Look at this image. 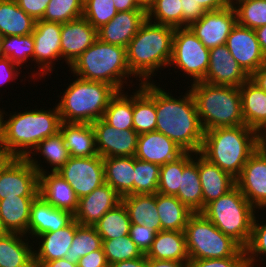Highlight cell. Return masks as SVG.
<instances>
[{
    "instance_id": "d6a6232c",
    "label": "cell",
    "mask_w": 266,
    "mask_h": 267,
    "mask_svg": "<svg viewBox=\"0 0 266 267\" xmlns=\"http://www.w3.org/2000/svg\"><path fill=\"white\" fill-rule=\"evenodd\" d=\"M146 258L156 260H173L187 265L189 254L184 231L157 232L151 248L145 254Z\"/></svg>"
},
{
    "instance_id": "1f68e13d",
    "label": "cell",
    "mask_w": 266,
    "mask_h": 267,
    "mask_svg": "<svg viewBox=\"0 0 266 267\" xmlns=\"http://www.w3.org/2000/svg\"><path fill=\"white\" fill-rule=\"evenodd\" d=\"M59 131L64 138L71 157H93L98 155L92 124L61 122Z\"/></svg>"
},
{
    "instance_id": "52a82bcc",
    "label": "cell",
    "mask_w": 266,
    "mask_h": 267,
    "mask_svg": "<svg viewBox=\"0 0 266 267\" xmlns=\"http://www.w3.org/2000/svg\"><path fill=\"white\" fill-rule=\"evenodd\" d=\"M117 92L108 83L76 77L56 103L61 122L92 124L103 117L110 99Z\"/></svg>"
},
{
    "instance_id": "f1b7e54d",
    "label": "cell",
    "mask_w": 266,
    "mask_h": 267,
    "mask_svg": "<svg viewBox=\"0 0 266 267\" xmlns=\"http://www.w3.org/2000/svg\"><path fill=\"white\" fill-rule=\"evenodd\" d=\"M29 242L28 236L21 233L6 232L0 236V267H35V244Z\"/></svg>"
},
{
    "instance_id": "d6986e66",
    "label": "cell",
    "mask_w": 266,
    "mask_h": 267,
    "mask_svg": "<svg viewBox=\"0 0 266 267\" xmlns=\"http://www.w3.org/2000/svg\"><path fill=\"white\" fill-rule=\"evenodd\" d=\"M209 57L208 71L203 82L240 87L249 79V76L232 57L226 44L211 48Z\"/></svg>"
},
{
    "instance_id": "7dc6e473",
    "label": "cell",
    "mask_w": 266,
    "mask_h": 267,
    "mask_svg": "<svg viewBox=\"0 0 266 267\" xmlns=\"http://www.w3.org/2000/svg\"><path fill=\"white\" fill-rule=\"evenodd\" d=\"M84 0H50L41 20L67 23L83 15Z\"/></svg>"
},
{
    "instance_id": "d4e9b609",
    "label": "cell",
    "mask_w": 266,
    "mask_h": 267,
    "mask_svg": "<svg viewBox=\"0 0 266 267\" xmlns=\"http://www.w3.org/2000/svg\"><path fill=\"white\" fill-rule=\"evenodd\" d=\"M176 197L193 213H201L205 209L198 172V153H183V173Z\"/></svg>"
},
{
    "instance_id": "f6af8a7d",
    "label": "cell",
    "mask_w": 266,
    "mask_h": 267,
    "mask_svg": "<svg viewBox=\"0 0 266 267\" xmlns=\"http://www.w3.org/2000/svg\"><path fill=\"white\" fill-rule=\"evenodd\" d=\"M146 14L153 23L182 28L181 0H156Z\"/></svg>"
},
{
    "instance_id": "681fc988",
    "label": "cell",
    "mask_w": 266,
    "mask_h": 267,
    "mask_svg": "<svg viewBox=\"0 0 266 267\" xmlns=\"http://www.w3.org/2000/svg\"><path fill=\"white\" fill-rule=\"evenodd\" d=\"M113 0H84L83 17L96 29L117 14Z\"/></svg>"
},
{
    "instance_id": "e575fe53",
    "label": "cell",
    "mask_w": 266,
    "mask_h": 267,
    "mask_svg": "<svg viewBox=\"0 0 266 267\" xmlns=\"http://www.w3.org/2000/svg\"><path fill=\"white\" fill-rule=\"evenodd\" d=\"M105 183L121 197L133 195L134 156L103 158Z\"/></svg>"
},
{
    "instance_id": "83f0119b",
    "label": "cell",
    "mask_w": 266,
    "mask_h": 267,
    "mask_svg": "<svg viewBox=\"0 0 266 267\" xmlns=\"http://www.w3.org/2000/svg\"><path fill=\"white\" fill-rule=\"evenodd\" d=\"M155 81L139 83L133 94V126L140 135L155 131L157 114L155 110Z\"/></svg>"
},
{
    "instance_id": "f35d334b",
    "label": "cell",
    "mask_w": 266,
    "mask_h": 267,
    "mask_svg": "<svg viewBox=\"0 0 266 267\" xmlns=\"http://www.w3.org/2000/svg\"><path fill=\"white\" fill-rule=\"evenodd\" d=\"M130 225L131 221L127 209L121 201L110 211H107L93 226L102 240H110L129 235Z\"/></svg>"
},
{
    "instance_id": "8fae6325",
    "label": "cell",
    "mask_w": 266,
    "mask_h": 267,
    "mask_svg": "<svg viewBox=\"0 0 266 267\" xmlns=\"http://www.w3.org/2000/svg\"><path fill=\"white\" fill-rule=\"evenodd\" d=\"M61 28L62 24L45 20H37L32 32L34 39V62L38 70L31 73L30 78H46L55 70L56 61L61 59ZM55 61V62H54ZM38 76V77H36Z\"/></svg>"
},
{
    "instance_id": "603a6c76",
    "label": "cell",
    "mask_w": 266,
    "mask_h": 267,
    "mask_svg": "<svg viewBox=\"0 0 266 267\" xmlns=\"http://www.w3.org/2000/svg\"><path fill=\"white\" fill-rule=\"evenodd\" d=\"M73 220L74 214L53 207L38 195L30 207L28 237L34 241L35 237L64 228Z\"/></svg>"
},
{
    "instance_id": "9f6ffc18",
    "label": "cell",
    "mask_w": 266,
    "mask_h": 267,
    "mask_svg": "<svg viewBox=\"0 0 266 267\" xmlns=\"http://www.w3.org/2000/svg\"><path fill=\"white\" fill-rule=\"evenodd\" d=\"M21 68L7 57L0 58V86L10 81L13 82L15 79L17 80V77L22 73L19 70Z\"/></svg>"
},
{
    "instance_id": "bcb514c9",
    "label": "cell",
    "mask_w": 266,
    "mask_h": 267,
    "mask_svg": "<svg viewBox=\"0 0 266 267\" xmlns=\"http://www.w3.org/2000/svg\"><path fill=\"white\" fill-rule=\"evenodd\" d=\"M102 241L104 254L109 265L120 261L136 259L144 255L129 235Z\"/></svg>"
},
{
    "instance_id": "ba28073f",
    "label": "cell",
    "mask_w": 266,
    "mask_h": 267,
    "mask_svg": "<svg viewBox=\"0 0 266 267\" xmlns=\"http://www.w3.org/2000/svg\"><path fill=\"white\" fill-rule=\"evenodd\" d=\"M256 212L258 213V210L256 211L235 186L225 195L208 203L201 213L225 235L245 248L251 237Z\"/></svg>"
},
{
    "instance_id": "a7ac6f4b",
    "label": "cell",
    "mask_w": 266,
    "mask_h": 267,
    "mask_svg": "<svg viewBox=\"0 0 266 267\" xmlns=\"http://www.w3.org/2000/svg\"><path fill=\"white\" fill-rule=\"evenodd\" d=\"M12 157L3 149L0 148V170Z\"/></svg>"
},
{
    "instance_id": "2e32d148",
    "label": "cell",
    "mask_w": 266,
    "mask_h": 267,
    "mask_svg": "<svg viewBox=\"0 0 266 267\" xmlns=\"http://www.w3.org/2000/svg\"><path fill=\"white\" fill-rule=\"evenodd\" d=\"M226 46L249 77L266 61L253 29L236 23L227 38Z\"/></svg>"
},
{
    "instance_id": "4316f807",
    "label": "cell",
    "mask_w": 266,
    "mask_h": 267,
    "mask_svg": "<svg viewBox=\"0 0 266 267\" xmlns=\"http://www.w3.org/2000/svg\"><path fill=\"white\" fill-rule=\"evenodd\" d=\"M198 172L203 192V205L225 195L236 186V179L198 153Z\"/></svg>"
},
{
    "instance_id": "7c38bea8",
    "label": "cell",
    "mask_w": 266,
    "mask_h": 267,
    "mask_svg": "<svg viewBox=\"0 0 266 267\" xmlns=\"http://www.w3.org/2000/svg\"><path fill=\"white\" fill-rule=\"evenodd\" d=\"M73 188L78 199L105 183L103 157H70L57 171Z\"/></svg>"
},
{
    "instance_id": "f546056e",
    "label": "cell",
    "mask_w": 266,
    "mask_h": 267,
    "mask_svg": "<svg viewBox=\"0 0 266 267\" xmlns=\"http://www.w3.org/2000/svg\"><path fill=\"white\" fill-rule=\"evenodd\" d=\"M246 126L259 134L266 128V92L248 79L239 87Z\"/></svg>"
},
{
    "instance_id": "c3c4849f",
    "label": "cell",
    "mask_w": 266,
    "mask_h": 267,
    "mask_svg": "<svg viewBox=\"0 0 266 267\" xmlns=\"http://www.w3.org/2000/svg\"><path fill=\"white\" fill-rule=\"evenodd\" d=\"M259 221L261 220L257 219L255 215L252 223L251 237L248 245L244 248L249 267H259L260 265L257 262L264 261L261 259V256L263 255L262 258L266 257V222L262 221L260 222L262 224H260ZM256 264L258 265L256 266Z\"/></svg>"
},
{
    "instance_id": "5b68a950",
    "label": "cell",
    "mask_w": 266,
    "mask_h": 267,
    "mask_svg": "<svg viewBox=\"0 0 266 267\" xmlns=\"http://www.w3.org/2000/svg\"><path fill=\"white\" fill-rule=\"evenodd\" d=\"M190 85L188 88L204 131L245 125L239 87L212 85L203 81Z\"/></svg>"
},
{
    "instance_id": "7bdbcfd3",
    "label": "cell",
    "mask_w": 266,
    "mask_h": 267,
    "mask_svg": "<svg viewBox=\"0 0 266 267\" xmlns=\"http://www.w3.org/2000/svg\"><path fill=\"white\" fill-rule=\"evenodd\" d=\"M2 53L14 64L23 67V63L34 61V39L31 34L24 36L0 37ZM28 60V61H27Z\"/></svg>"
},
{
    "instance_id": "f5cc1de1",
    "label": "cell",
    "mask_w": 266,
    "mask_h": 267,
    "mask_svg": "<svg viewBox=\"0 0 266 267\" xmlns=\"http://www.w3.org/2000/svg\"><path fill=\"white\" fill-rule=\"evenodd\" d=\"M187 267H249L246 257L189 259Z\"/></svg>"
},
{
    "instance_id": "34e18365",
    "label": "cell",
    "mask_w": 266,
    "mask_h": 267,
    "mask_svg": "<svg viewBox=\"0 0 266 267\" xmlns=\"http://www.w3.org/2000/svg\"><path fill=\"white\" fill-rule=\"evenodd\" d=\"M261 145L266 149V142H262Z\"/></svg>"
},
{
    "instance_id": "4dcf8cb0",
    "label": "cell",
    "mask_w": 266,
    "mask_h": 267,
    "mask_svg": "<svg viewBox=\"0 0 266 267\" xmlns=\"http://www.w3.org/2000/svg\"><path fill=\"white\" fill-rule=\"evenodd\" d=\"M37 196L6 197L0 200V220L7 232L28 236L30 207Z\"/></svg>"
},
{
    "instance_id": "ffe728a7",
    "label": "cell",
    "mask_w": 266,
    "mask_h": 267,
    "mask_svg": "<svg viewBox=\"0 0 266 267\" xmlns=\"http://www.w3.org/2000/svg\"><path fill=\"white\" fill-rule=\"evenodd\" d=\"M98 39L97 29L83 16L62 24L61 59L68 67Z\"/></svg>"
},
{
    "instance_id": "2644e50d",
    "label": "cell",
    "mask_w": 266,
    "mask_h": 267,
    "mask_svg": "<svg viewBox=\"0 0 266 267\" xmlns=\"http://www.w3.org/2000/svg\"><path fill=\"white\" fill-rule=\"evenodd\" d=\"M261 142H266V128L260 133Z\"/></svg>"
},
{
    "instance_id": "e7e4bbea",
    "label": "cell",
    "mask_w": 266,
    "mask_h": 267,
    "mask_svg": "<svg viewBox=\"0 0 266 267\" xmlns=\"http://www.w3.org/2000/svg\"><path fill=\"white\" fill-rule=\"evenodd\" d=\"M147 267H187L183 262L147 258Z\"/></svg>"
},
{
    "instance_id": "cb8c5ba5",
    "label": "cell",
    "mask_w": 266,
    "mask_h": 267,
    "mask_svg": "<svg viewBox=\"0 0 266 267\" xmlns=\"http://www.w3.org/2000/svg\"><path fill=\"white\" fill-rule=\"evenodd\" d=\"M184 151L170 138L158 131L138 136L135 158L162 166L174 161Z\"/></svg>"
},
{
    "instance_id": "5bb4252c",
    "label": "cell",
    "mask_w": 266,
    "mask_h": 267,
    "mask_svg": "<svg viewBox=\"0 0 266 267\" xmlns=\"http://www.w3.org/2000/svg\"><path fill=\"white\" fill-rule=\"evenodd\" d=\"M236 186L258 211L266 208V149L260 145L248 158Z\"/></svg>"
},
{
    "instance_id": "91938a15",
    "label": "cell",
    "mask_w": 266,
    "mask_h": 267,
    "mask_svg": "<svg viewBox=\"0 0 266 267\" xmlns=\"http://www.w3.org/2000/svg\"><path fill=\"white\" fill-rule=\"evenodd\" d=\"M249 79L266 92V61L249 77Z\"/></svg>"
},
{
    "instance_id": "30bf717a",
    "label": "cell",
    "mask_w": 266,
    "mask_h": 267,
    "mask_svg": "<svg viewBox=\"0 0 266 267\" xmlns=\"http://www.w3.org/2000/svg\"><path fill=\"white\" fill-rule=\"evenodd\" d=\"M210 49L206 48L189 27L175 28L169 66L180 69L191 83L202 81L208 71Z\"/></svg>"
},
{
    "instance_id": "89a4df30",
    "label": "cell",
    "mask_w": 266,
    "mask_h": 267,
    "mask_svg": "<svg viewBox=\"0 0 266 267\" xmlns=\"http://www.w3.org/2000/svg\"><path fill=\"white\" fill-rule=\"evenodd\" d=\"M156 0H136L138 6L144 9L146 12L155 3Z\"/></svg>"
},
{
    "instance_id": "ee69618b",
    "label": "cell",
    "mask_w": 266,
    "mask_h": 267,
    "mask_svg": "<svg viewBox=\"0 0 266 267\" xmlns=\"http://www.w3.org/2000/svg\"><path fill=\"white\" fill-rule=\"evenodd\" d=\"M160 166L134 156L133 195L155 194L159 184Z\"/></svg>"
},
{
    "instance_id": "f907efd6",
    "label": "cell",
    "mask_w": 266,
    "mask_h": 267,
    "mask_svg": "<svg viewBox=\"0 0 266 267\" xmlns=\"http://www.w3.org/2000/svg\"><path fill=\"white\" fill-rule=\"evenodd\" d=\"M183 173V154L174 161L160 166L157 192L164 195L176 196L180 187Z\"/></svg>"
},
{
    "instance_id": "ac0fdd59",
    "label": "cell",
    "mask_w": 266,
    "mask_h": 267,
    "mask_svg": "<svg viewBox=\"0 0 266 267\" xmlns=\"http://www.w3.org/2000/svg\"><path fill=\"white\" fill-rule=\"evenodd\" d=\"M92 126L98 155L103 158L135 156L139 134L134 129L118 130L102 118Z\"/></svg>"
},
{
    "instance_id": "836d02e7",
    "label": "cell",
    "mask_w": 266,
    "mask_h": 267,
    "mask_svg": "<svg viewBox=\"0 0 266 267\" xmlns=\"http://www.w3.org/2000/svg\"><path fill=\"white\" fill-rule=\"evenodd\" d=\"M127 209L132 224L144 225L161 231V223L157 212V193L126 195L121 198Z\"/></svg>"
},
{
    "instance_id": "11a10c76",
    "label": "cell",
    "mask_w": 266,
    "mask_h": 267,
    "mask_svg": "<svg viewBox=\"0 0 266 267\" xmlns=\"http://www.w3.org/2000/svg\"><path fill=\"white\" fill-rule=\"evenodd\" d=\"M18 6L35 21L41 20L50 0H15Z\"/></svg>"
},
{
    "instance_id": "484cf974",
    "label": "cell",
    "mask_w": 266,
    "mask_h": 267,
    "mask_svg": "<svg viewBox=\"0 0 266 267\" xmlns=\"http://www.w3.org/2000/svg\"><path fill=\"white\" fill-rule=\"evenodd\" d=\"M79 225L74 219L64 228L55 232H45L35 237L36 242L33 241V243L38 242L36 245L39 244V246L33 249L34 261H52L64 258Z\"/></svg>"
},
{
    "instance_id": "03108f58",
    "label": "cell",
    "mask_w": 266,
    "mask_h": 267,
    "mask_svg": "<svg viewBox=\"0 0 266 267\" xmlns=\"http://www.w3.org/2000/svg\"><path fill=\"white\" fill-rule=\"evenodd\" d=\"M255 33L263 54L266 57V25L256 28Z\"/></svg>"
},
{
    "instance_id": "4fadbf2b",
    "label": "cell",
    "mask_w": 266,
    "mask_h": 267,
    "mask_svg": "<svg viewBox=\"0 0 266 267\" xmlns=\"http://www.w3.org/2000/svg\"><path fill=\"white\" fill-rule=\"evenodd\" d=\"M39 173L27 158H11L0 170V200L6 197L38 196Z\"/></svg>"
},
{
    "instance_id": "94428289",
    "label": "cell",
    "mask_w": 266,
    "mask_h": 267,
    "mask_svg": "<svg viewBox=\"0 0 266 267\" xmlns=\"http://www.w3.org/2000/svg\"><path fill=\"white\" fill-rule=\"evenodd\" d=\"M35 267H78L76 263L70 262L65 258L52 261H34Z\"/></svg>"
},
{
    "instance_id": "7a4b0ae2",
    "label": "cell",
    "mask_w": 266,
    "mask_h": 267,
    "mask_svg": "<svg viewBox=\"0 0 266 267\" xmlns=\"http://www.w3.org/2000/svg\"><path fill=\"white\" fill-rule=\"evenodd\" d=\"M261 143L260 134L246 125L218 127L204 131L200 154L237 179Z\"/></svg>"
},
{
    "instance_id": "db71d44e",
    "label": "cell",
    "mask_w": 266,
    "mask_h": 267,
    "mask_svg": "<svg viewBox=\"0 0 266 267\" xmlns=\"http://www.w3.org/2000/svg\"><path fill=\"white\" fill-rule=\"evenodd\" d=\"M182 27H189L197 22L207 11L196 0H181Z\"/></svg>"
},
{
    "instance_id": "8c879c8a",
    "label": "cell",
    "mask_w": 266,
    "mask_h": 267,
    "mask_svg": "<svg viewBox=\"0 0 266 267\" xmlns=\"http://www.w3.org/2000/svg\"><path fill=\"white\" fill-rule=\"evenodd\" d=\"M7 231L3 228L1 220H0V236H3Z\"/></svg>"
},
{
    "instance_id": "8992f818",
    "label": "cell",
    "mask_w": 266,
    "mask_h": 267,
    "mask_svg": "<svg viewBox=\"0 0 266 267\" xmlns=\"http://www.w3.org/2000/svg\"><path fill=\"white\" fill-rule=\"evenodd\" d=\"M69 69L74 77L105 82L117 91H123L124 83H129L131 76L132 79L135 77L127 64L126 48L104 43L99 39L83 52Z\"/></svg>"
},
{
    "instance_id": "44dd1931",
    "label": "cell",
    "mask_w": 266,
    "mask_h": 267,
    "mask_svg": "<svg viewBox=\"0 0 266 267\" xmlns=\"http://www.w3.org/2000/svg\"><path fill=\"white\" fill-rule=\"evenodd\" d=\"M146 20L145 10L118 12L111 21L97 29L98 39L104 43L127 48Z\"/></svg>"
},
{
    "instance_id": "277c9868",
    "label": "cell",
    "mask_w": 266,
    "mask_h": 267,
    "mask_svg": "<svg viewBox=\"0 0 266 267\" xmlns=\"http://www.w3.org/2000/svg\"><path fill=\"white\" fill-rule=\"evenodd\" d=\"M3 149L12 158H27L38 143L59 131L61 119L53 109H32L6 114Z\"/></svg>"
},
{
    "instance_id": "d590c367",
    "label": "cell",
    "mask_w": 266,
    "mask_h": 267,
    "mask_svg": "<svg viewBox=\"0 0 266 267\" xmlns=\"http://www.w3.org/2000/svg\"><path fill=\"white\" fill-rule=\"evenodd\" d=\"M35 22L15 0H0V37L31 34Z\"/></svg>"
},
{
    "instance_id": "753ad0ef",
    "label": "cell",
    "mask_w": 266,
    "mask_h": 267,
    "mask_svg": "<svg viewBox=\"0 0 266 267\" xmlns=\"http://www.w3.org/2000/svg\"><path fill=\"white\" fill-rule=\"evenodd\" d=\"M4 57L2 53V47H1V42H0V58Z\"/></svg>"
},
{
    "instance_id": "9c48e42d",
    "label": "cell",
    "mask_w": 266,
    "mask_h": 267,
    "mask_svg": "<svg viewBox=\"0 0 266 267\" xmlns=\"http://www.w3.org/2000/svg\"><path fill=\"white\" fill-rule=\"evenodd\" d=\"M184 234L189 259L246 257L245 249L202 213H194L189 218Z\"/></svg>"
},
{
    "instance_id": "b9f144b4",
    "label": "cell",
    "mask_w": 266,
    "mask_h": 267,
    "mask_svg": "<svg viewBox=\"0 0 266 267\" xmlns=\"http://www.w3.org/2000/svg\"><path fill=\"white\" fill-rule=\"evenodd\" d=\"M231 5L237 24L253 30L266 25V0H232Z\"/></svg>"
},
{
    "instance_id": "e0dca14e",
    "label": "cell",
    "mask_w": 266,
    "mask_h": 267,
    "mask_svg": "<svg viewBox=\"0 0 266 267\" xmlns=\"http://www.w3.org/2000/svg\"><path fill=\"white\" fill-rule=\"evenodd\" d=\"M236 23V13L233 5H230L222 10L206 12L189 28L206 48L211 49L226 44Z\"/></svg>"
},
{
    "instance_id": "003e7915",
    "label": "cell",
    "mask_w": 266,
    "mask_h": 267,
    "mask_svg": "<svg viewBox=\"0 0 266 267\" xmlns=\"http://www.w3.org/2000/svg\"><path fill=\"white\" fill-rule=\"evenodd\" d=\"M5 110L0 109V148L3 147L4 137H5V124H6V117Z\"/></svg>"
},
{
    "instance_id": "7402d4cb",
    "label": "cell",
    "mask_w": 266,
    "mask_h": 267,
    "mask_svg": "<svg viewBox=\"0 0 266 267\" xmlns=\"http://www.w3.org/2000/svg\"><path fill=\"white\" fill-rule=\"evenodd\" d=\"M121 196L107 183L79 199L74 219L80 225L93 226L107 212L121 202Z\"/></svg>"
},
{
    "instance_id": "8d00e7d4",
    "label": "cell",
    "mask_w": 266,
    "mask_h": 267,
    "mask_svg": "<svg viewBox=\"0 0 266 267\" xmlns=\"http://www.w3.org/2000/svg\"><path fill=\"white\" fill-rule=\"evenodd\" d=\"M157 212L161 231H184L189 218L194 214L176 196L157 192Z\"/></svg>"
},
{
    "instance_id": "680465c9",
    "label": "cell",
    "mask_w": 266,
    "mask_h": 267,
    "mask_svg": "<svg viewBox=\"0 0 266 267\" xmlns=\"http://www.w3.org/2000/svg\"><path fill=\"white\" fill-rule=\"evenodd\" d=\"M201 6L208 11H217L229 7L232 0H196Z\"/></svg>"
},
{
    "instance_id": "be15d7a7",
    "label": "cell",
    "mask_w": 266,
    "mask_h": 267,
    "mask_svg": "<svg viewBox=\"0 0 266 267\" xmlns=\"http://www.w3.org/2000/svg\"><path fill=\"white\" fill-rule=\"evenodd\" d=\"M117 12L144 10L140 8L136 0H113Z\"/></svg>"
},
{
    "instance_id": "6f0895ef",
    "label": "cell",
    "mask_w": 266,
    "mask_h": 267,
    "mask_svg": "<svg viewBox=\"0 0 266 267\" xmlns=\"http://www.w3.org/2000/svg\"><path fill=\"white\" fill-rule=\"evenodd\" d=\"M77 265L78 267H109L103 247L81 257Z\"/></svg>"
},
{
    "instance_id": "3957f363",
    "label": "cell",
    "mask_w": 266,
    "mask_h": 267,
    "mask_svg": "<svg viewBox=\"0 0 266 267\" xmlns=\"http://www.w3.org/2000/svg\"><path fill=\"white\" fill-rule=\"evenodd\" d=\"M174 31L173 27L146 20L129 42L127 64L140 84L152 82L158 70L169 66Z\"/></svg>"
},
{
    "instance_id": "60d3db41",
    "label": "cell",
    "mask_w": 266,
    "mask_h": 267,
    "mask_svg": "<svg viewBox=\"0 0 266 267\" xmlns=\"http://www.w3.org/2000/svg\"><path fill=\"white\" fill-rule=\"evenodd\" d=\"M102 244V238L94 226L79 225L73 237L72 244L64 258L77 264L81 257L101 249Z\"/></svg>"
},
{
    "instance_id": "6da1fadb",
    "label": "cell",
    "mask_w": 266,
    "mask_h": 267,
    "mask_svg": "<svg viewBox=\"0 0 266 267\" xmlns=\"http://www.w3.org/2000/svg\"><path fill=\"white\" fill-rule=\"evenodd\" d=\"M155 84V131L173 140L184 152L200 153L204 130L201 126L192 93L175 98ZM182 96V98H181Z\"/></svg>"
},
{
    "instance_id": "816d5d0a",
    "label": "cell",
    "mask_w": 266,
    "mask_h": 267,
    "mask_svg": "<svg viewBox=\"0 0 266 267\" xmlns=\"http://www.w3.org/2000/svg\"><path fill=\"white\" fill-rule=\"evenodd\" d=\"M157 232L144 225H130L129 236L143 254H146L152 246Z\"/></svg>"
},
{
    "instance_id": "6125c7cd",
    "label": "cell",
    "mask_w": 266,
    "mask_h": 267,
    "mask_svg": "<svg viewBox=\"0 0 266 267\" xmlns=\"http://www.w3.org/2000/svg\"><path fill=\"white\" fill-rule=\"evenodd\" d=\"M109 267H147V258L144 254L142 257L136 259H130L110 264Z\"/></svg>"
},
{
    "instance_id": "9a60e30c",
    "label": "cell",
    "mask_w": 266,
    "mask_h": 267,
    "mask_svg": "<svg viewBox=\"0 0 266 267\" xmlns=\"http://www.w3.org/2000/svg\"><path fill=\"white\" fill-rule=\"evenodd\" d=\"M34 158L27 157V160L39 173V196L53 207L75 214L79 199L73 188L59 173L44 169L41 159L39 162Z\"/></svg>"
},
{
    "instance_id": "74e56055",
    "label": "cell",
    "mask_w": 266,
    "mask_h": 267,
    "mask_svg": "<svg viewBox=\"0 0 266 267\" xmlns=\"http://www.w3.org/2000/svg\"><path fill=\"white\" fill-rule=\"evenodd\" d=\"M118 91L109 101L102 119L118 130L134 129L133 95Z\"/></svg>"
},
{
    "instance_id": "ab89813d",
    "label": "cell",
    "mask_w": 266,
    "mask_h": 267,
    "mask_svg": "<svg viewBox=\"0 0 266 267\" xmlns=\"http://www.w3.org/2000/svg\"><path fill=\"white\" fill-rule=\"evenodd\" d=\"M40 154L39 157L43 156L45 163H49L50 172L59 171L71 157L60 131L40 141L28 157Z\"/></svg>"
}]
</instances>
